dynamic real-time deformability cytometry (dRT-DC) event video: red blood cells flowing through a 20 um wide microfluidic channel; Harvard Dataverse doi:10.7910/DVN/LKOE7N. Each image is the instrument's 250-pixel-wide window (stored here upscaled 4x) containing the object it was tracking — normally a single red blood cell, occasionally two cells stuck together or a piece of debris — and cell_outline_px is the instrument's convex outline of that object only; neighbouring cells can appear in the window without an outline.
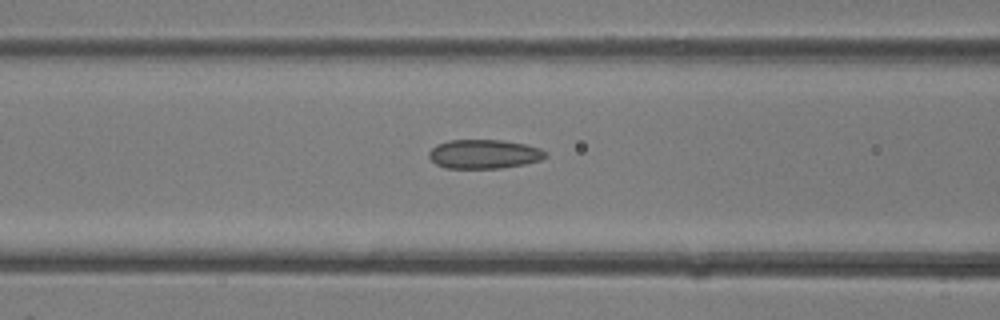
{"species": "common noctule bat (a hibernating species)", "species_latin": "Nyctalus noctula", "temperature_condition": "room temperature", "stored_images_in_passage": 12, "camera_frame_rate_fps": 3000, "um_per_image_px": 0.085, "animal": {"sex": "female"}, "frame": {"image": 1, "passage_image": 6, "time_ms": 1.667, "image_size_px": [1000, 320], "cell_outline_px": [[548, 156], [540, 160], [524, 164], [500, 168], [444, 168], [436, 164], [428, 156], [428, 152], [436, 144], [448, 140], [504, 140], [528, 144], [540, 148], [548, 152]], "centroid_in_image_um": [41.16, 13.09], "position_along_channel_um": 125.4, "area_um2": 20.0}}
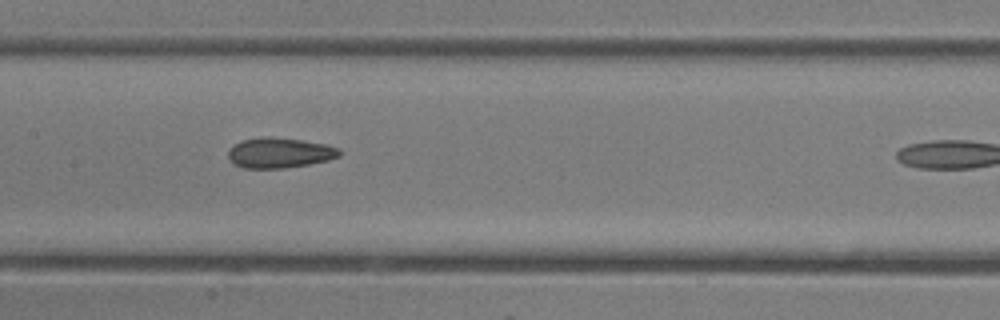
{"frame": {"image": 2, "passage_image": 9, "time_ms": 2.667, "image_size_px": [1000, 320], "cell_outline_px": [[340, 156], [328, 160], [308, 164], [284, 168], [244, 168], [232, 164], [228, 156], [228, 152], [232, 144], [240, 140], [260, 136], [268, 136], [300, 140], [328, 144], [340, 148]], "centroid_in_image_um": [23.73, 12.98], "position_along_channel_um": 183.7, "area_um2": 19.88}}